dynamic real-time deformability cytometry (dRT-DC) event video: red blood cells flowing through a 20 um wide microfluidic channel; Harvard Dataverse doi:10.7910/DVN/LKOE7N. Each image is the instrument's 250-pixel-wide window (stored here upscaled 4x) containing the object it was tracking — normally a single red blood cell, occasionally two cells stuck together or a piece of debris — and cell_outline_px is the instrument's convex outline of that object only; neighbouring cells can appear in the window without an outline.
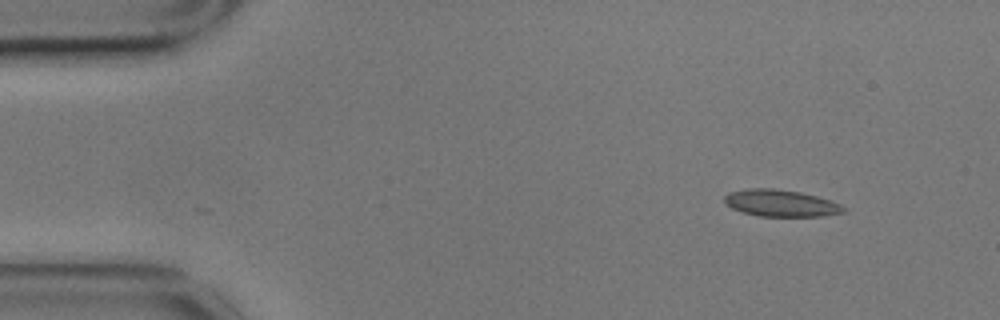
{"species": "common noctule bat (a hibernating species)", "species_latin": "Nyctalus noctula", "temperature_condition": "cold", "stored_images_in_passage": 51, "camera_frame_rate_fps": 3000, "um_per_image_px": 0.085, "animal": {"sex": "male", "body_mass_g": 17.9}, "frame": {"image": 1, "passage_image": 1, "time_ms": 0.0, "image_size_px": [1000, 320], "cell_outline_px": [[848, 212], [824, 216], [760, 216], [744, 212], [732, 208], [724, 204], [724, 196], [728, 192], [748, 188], [772, 188], [800, 192], [816, 196], [840, 204], [848, 208]], "centroid_in_image_um": [66.38, 17.27], "position_along_channel_um": 18.6, "area_um2": 18.73}}
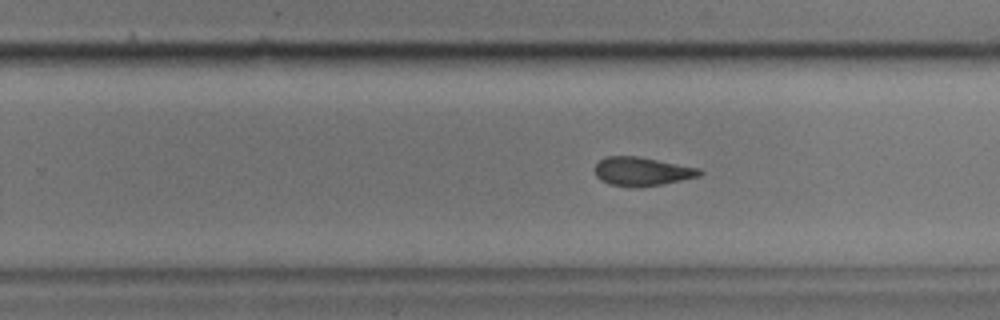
{"frame": {"image": 2, "passage_image": 30, "time_ms": 9.667, "image_size_px": [1000, 320], "cell_outline_px": [[704, 172], [700, 176], [664, 184], [608, 184], [600, 180], [596, 176], [592, 168], [604, 156], [640, 156], [700, 168]], "centroid_in_image_um": [54.57, 14.52], "position_along_channel_um": 275.2, "area_um2": 17.17}}
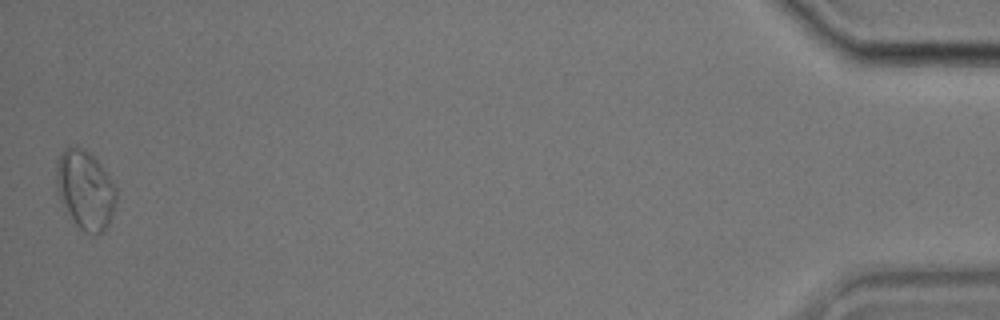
{"frame": {"image": 3, "passage_image": 51, "time_ms": 16.667, "image_size_px": [1000, 320], "cell_outline_px": [[116, 200], [108, 224], [100, 232], [84, 232], [76, 224], [56, 192], [56, 160], [64, 148], [76, 144], [84, 148], [100, 164], [112, 180], [116, 188]], "centroid_in_image_um": [7.21, 16.05], "position_along_channel_um": 428.0, "area_um2": 27.22}, "authors_computed_cell_mechanics": {"area_um2": 18.0914, "velocity_mm_per_s": 3.5151, "shape_relaxation_time_tau1_ms": 8.7887, "shape_relaxation_time_tau2_ms": 2.8011, "deformation_change_tau1": 0.1746, "deformation_change_tau2": 0.0918}}